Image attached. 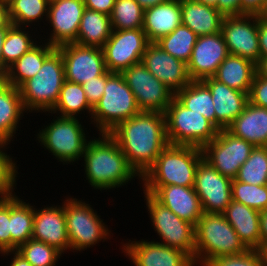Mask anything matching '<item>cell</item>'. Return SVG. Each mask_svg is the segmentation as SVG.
Masks as SVG:
<instances>
[{
	"instance_id": "obj_1",
	"label": "cell",
	"mask_w": 267,
	"mask_h": 266,
	"mask_svg": "<svg viewBox=\"0 0 267 266\" xmlns=\"http://www.w3.org/2000/svg\"><path fill=\"white\" fill-rule=\"evenodd\" d=\"M109 134L116 140L140 180L169 144L162 112L140 111L120 122Z\"/></svg>"
},
{
	"instance_id": "obj_2",
	"label": "cell",
	"mask_w": 267,
	"mask_h": 266,
	"mask_svg": "<svg viewBox=\"0 0 267 266\" xmlns=\"http://www.w3.org/2000/svg\"><path fill=\"white\" fill-rule=\"evenodd\" d=\"M90 139L84 150L86 180L94 189L109 190L124 186L138 176L130 167L116 140L109 133Z\"/></svg>"
},
{
	"instance_id": "obj_3",
	"label": "cell",
	"mask_w": 267,
	"mask_h": 266,
	"mask_svg": "<svg viewBox=\"0 0 267 266\" xmlns=\"http://www.w3.org/2000/svg\"><path fill=\"white\" fill-rule=\"evenodd\" d=\"M202 159L203 153L199 147L168 144L141 178L143 186L193 187L195 172Z\"/></svg>"
},
{
	"instance_id": "obj_4",
	"label": "cell",
	"mask_w": 267,
	"mask_h": 266,
	"mask_svg": "<svg viewBox=\"0 0 267 266\" xmlns=\"http://www.w3.org/2000/svg\"><path fill=\"white\" fill-rule=\"evenodd\" d=\"M248 248L223 214L203 213L195 225V266H205L223 255L239 254Z\"/></svg>"
},
{
	"instance_id": "obj_5",
	"label": "cell",
	"mask_w": 267,
	"mask_h": 266,
	"mask_svg": "<svg viewBox=\"0 0 267 266\" xmlns=\"http://www.w3.org/2000/svg\"><path fill=\"white\" fill-rule=\"evenodd\" d=\"M64 81V62L56 48L44 60L38 73L18 88L26 112H51L59 100Z\"/></svg>"
},
{
	"instance_id": "obj_6",
	"label": "cell",
	"mask_w": 267,
	"mask_h": 266,
	"mask_svg": "<svg viewBox=\"0 0 267 266\" xmlns=\"http://www.w3.org/2000/svg\"><path fill=\"white\" fill-rule=\"evenodd\" d=\"M140 112L135 96L121 73L106 70V85L102 98L94 106L91 121L97 131L109 133L120 122ZM93 119V120H92Z\"/></svg>"
},
{
	"instance_id": "obj_7",
	"label": "cell",
	"mask_w": 267,
	"mask_h": 266,
	"mask_svg": "<svg viewBox=\"0 0 267 266\" xmlns=\"http://www.w3.org/2000/svg\"><path fill=\"white\" fill-rule=\"evenodd\" d=\"M166 136L170 145L203 148L219 130L202 114L187 109L174 98L164 112Z\"/></svg>"
},
{
	"instance_id": "obj_8",
	"label": "cell",
	"mask_w": 267,
	"mask_h": 266,
	"mask_svg": "<svg viewBox=\"0 0 267 266\" xmlns=\"http://www.w3.org/2000/svg\"><path fill=\"white\" fill-rule=\"evenodd\" d=\"M37 134V140L58 162L71 164L82 158L88 139L79 118L55 116ZM55 119V120H54ZM87 139V140H86Z\"/></svg>"
},
{
	"instance_id": "obj_9",
	"label": "cell",
	"mask_w": 267,
	"mask_h": 266,
	"mask_svg": "<svg viewBox=\"0 0 267 266\" xmlns=\"http://www.w3.org/2000/svg\"><path fill=\"white\" fill-rule=\"evenodd\" d=\"M76 198L64 201L66 230L70 243V251H82L109 239L111 231L100 219L96 210L90 204ZM109 237V238H108Z\"/></svg>"
},
{
	"instance_id": "obj_10",
	"label": "cell",
	"mask_w": 267,
	"mask_h": 266,
	"mask_svg": "<svg viewBox=\"0 0 267 266\" xmlns=\"http://www.w3.org/2000/svg\"><path fill=\"white\" fill-rule=\"evenodd\" d=\"M143 193L153 228L161 239L159 243L181 250L195 264V225L179 218L170 209L157 202L150 194Z\"/></svg>"
},
{
	"instance_id": "obj_11",
	"label": "cell",
	"mask_w": 267,
	"mask_h": 266,
	"mask_svg": "<svg viewBox=\"0 0 267 266\" xmlns=\"http://www.w3.org/2000/svg\"><path fill=\"white\" fill-rule=\"evenodd\" d=\"M121 74L132 90L140 111L164 113L175 98V93L158 80L142 62L131 65Z\"/></svg>"
},
{
	"instance_id": "obj_12",
	"label": "cell",
	"mask_w": 267,
	"mask_h": 266,
	"mask_svg": "<svg viewBox=\"0 0 267 266\" xmlns=\"http://www.w3.org/2000/svg\"><path fill=\"white\" fill-rule=\"evenodd\" d=\"M254 147L222 129L202 148L203 159L223 176L235 179L239 168L249 158Z\"/></svg>"
},
{
	"instance_id": "obj_13",
	"label": "cell",
	"mask_w": 267,
	"mask_h": 266,
	"mask_svg": "<svg viewBox=\"0 0 267 266\" xmlns=\"http://www.w3.org/2000/svg\"><path fill=\"white\" fill-rule=\"evenodd\" d=\"M149 43L142 28L113 30L102 48L106 69L121 73L131 65L140 63Z\"/></svg>"
},
{
	"instance_id": "obj_14",
	"label": "cell",
	"mask_w": 267,
	"mask_h": 266,
	"mask_svg": "<svg viewBox=\"0 0 267 266\" xmlns=\"http://www.w3.org/2000/svg\"><path fill=\"white\" fill-rule=\"evenodd\" d=\"M220 32L229 54L259 63L258 14L224 16Z\"/></svg>"
},
{
	"instance_id": "obj_15",
	"label": "cell",
	"mask_w": 267,
	"mask_h": 266,
	"mask_svg": "<svg viewBox=\"0 0 267 266\" xmlns=\"http://www.w3.org/2000/svg\"><path fill=\"white\" fill-rule=\"evenodd\" d=\"M232 179L202 159L195 172L194 186L204 213L222 214L232 200Z\"/></svg>"
},
{
	"instance_id": "obj_16",
	"label": "cell",
	"mask_w": 267,
	"mask_h": 266,
	"mask_svg": "<svg viewBox=\"0 0 267 266\" xmlns=\"http://www.w3.org/2000/svg\"><path fill=\"white\" fill-rule=\"evenodd\" d=\"M57 49L62 54L65 80L69 82L82 85L94 77L101 76L107 70L101 48L68 43Z\"/></svg>"
},
{
	"instance_id": "obj_17",
	"label": "cell",
	"mask_w": 267,
	"mask_h": 266,
	"mask_svg": "<svg viewBox=\"0 0 267 266\" xmlns=\"http://www.w3.org/2000/svg\"><path fill=\"white\" fill-rule=\"evenodd\" d=\"M84 10L83 0H50L47 20L52 30L47 43L56 48L76 43Z\"/></svg>"
},
{
	"instance_id": "obj_18",
	"label": "cell",
	"mask_w": 267,
	"mask_h": 266,
	"mask_svg": "<svg viewBox=\"0 0 267 266\" xmlns=\"http://www.w3.org/2000/svg\"><path fill=\"white\" fill-rule=\"evenodd\" d=\"M141 62L175 94L192 81L187 71V64L163 51L155 42L148 44Z\"/></svg>"
},
{
	"instance_id": "obj_19",
	"label": "cell",
	"mask_w": 267,
	"mask_h": 266,
	"mask_svg": "<svg viewBox=\"0 0 267 266\" xmlns=\"http://www.w3.org/2000/svg\"><path fill=\"white\" fill-rule=\"evenodd\" d=\"M229 55L221 32L199 36L187 63L191 80H203L212 77L220 64Z\"/></svg>"
},
{
	"instance_id": "obj_20",
	"label": "cell",
	"mask_w": 267,
	"mask_h": 266,
	"mask_svg": "<svg viewBox=\"0 0 267 266\" xmlns=\"http://www.w3.org/2000/svg\"><path fill=\"white\" fill-rule=\"evenodd\" d=\"M122 250L135 266H195L186 253L155 240H129Z\"/></svg>"
},
{
	"instance_id": "obj_21",
	"label": "cell",
	"mask_w": 267,
	"mask_h": 266,
	"mask_svg": "<svg viewBox=\"0 0 267 266\" xmlns=\"http://www.w3.org/2000/svg\"><path fill=\"white\" fill-rule=\"evenodd\" d=\"M144 192L170 209L179 218L196 225L204 213L200 199L193 187L180 185L144 186Z\"/></svg>"
},
{
	"instance_id": "obj_22",
	"label": "cell",
	"mask_w": 267,
	"mask_h": 266,
	"mask_svg": "<svg viewBox=\"0 0 267 266\" xmlns=\"http://www.w3.org/2000/svg\"><path fill=\"white\" fill-rule=\"evenodd\" d=\"M61 205L34 208V224L32 239L42 241L64 254L70 250L66 230L64 202ZM46 207V208H45Z\"/></svg>"
},
{
	"instance_id": "obj_23",
	"label": "cell",
	"mask_w": 267,
	"mask_h": 266,
	"mask_svg": "<svg viewBox=\"0 0 267 266\" xmlns=\"http://www.w3.org/2000/svg\"><path fill=\"white\" fill-rule=\"evenodd\" d=\"M210 89L216 115V128L226 129L245 109L249 94L229 88L213 77L202 80Z\"/></svg>"
},
{
	"instance_id": "obj_24",
	"label": "cell",
	"mask_w": 267,
	"mask_h": 266,
	"mask_svg": "<svg viewBox=\"0 0 267 266\" xmlns=\"http://www.w3.org/2000/svg\"><path fill=\"white\" fill-rule=\"evenodd\" d=\"M181 24V0H170L144 10L142 29L149 42H157Z\"/></svg>"
},
{
	"instance_id": "obj_25",
	"label": "cell",
	"mask_w": 267,
	"mask_h": 266,
	"mask_svg": "<svg viewBox=\"0 0 267 266\" xmlns=\"http://www.w3.org/2000/svg\"><path fill=\"white\" fill-rule=\"evenodd\" d=\"M222 214L248 249L261 247L260 211L231 200Z\"/></svg>"
},
{
	"instance_id": "obj_26",
	"label": "cell",
	"mask_w": 267,
	"mask_h": 266,
	"mask_svg": "<svg viewBox=\"0 0 267 266\" xmlns=\"http://www.w3.org/2000/svg\"><path fill=\"white\" fill-rule=\"evenodd\" d=\"M237 138L267 147V108L248 102L244 111L226 128Z\"/></svg>"
},
{
	"instance_id": "obj_27",
	"label": "cell",
	"mask_w": 267,
	"mask_h": 266,
	"mask_svg": "<svg viewBox=\"0 0 267 266\" xmlns=\"http://www.w3.org/2000/svg\"><path fill=\"white\" fill-rule=\"evenodd\" d=\"M223 17L215 7L195 0H181L182 25L187 26L198 37L219 33Z\"/></svg>"
},
{
	"instance_id": "obj_28",
	"label": "cell",
	"mask_w": 267,
	"mask_h": 266,
	"mask_svg": "<svg viewBox=\"0 0 267 266\" xmlns=\"http://www.w3.org/2000/svg\"><path fill=\"white\" fill-rule=\"evenodd\" d=\"M25 112L19 89L0 80V143L13 141Z\"/></svg>"
},
{
	"instance_id": "obj_29",
	"label": "cell",
	"mask_w": 267,
	"mask_h": 266,
	"mask_svg": "<svg viewBox=\"0 0 267 266\" xmlns=\"http://www.w3.org/2000/svg\"><path fill=\"white\" fill-rule=\"evenodd\" d=\"M255 74L256 64L238 55L229 54L212 77L229 88L249 94Z\"/></svg>"
},
{
	"instance_id": "obj_30",
	"label": "cell",
	"mask_w": 267,
	"mask_h": 266,
	"mask_svg": "<svg viewBox=\"0 0 267 266\" xmlns=\"http://www.w3.org/2000/svg\"><path fill=\"white\" fill-rule=\"evenodd\" d=\"M38 42L21 58L15 61L7 69L3 80L16 88H19L25 81L35 76L43 66L44 60L56 49L47 42L39 45Z\"/></svg>"
},
{
	"instance_id": "obj_31",
	"label": "cell",
	"mask_w": 267,
	"mask_h": 266,
	"mask_svg": "<svg viewBox=\"0 0 267 266\" xmlns=\"http://www.w3.org/2000/svg\"><path fill=\"white\" fill-rule=\"evenodd\" d=\"M112 31L110 15L85 8L76 43L102 49L110 38Z\"/></svg>"
},
{
	"instance_id": "obj_32",
	"label": "cell",
	"mask_w": 267,
	"mask_h": 266,
	"mask_svg": "<svg viewBox=\"0 0 267 266\" xmlns=\"http://www.w3.org/2000/svg\"><path fill=\"white\" fill-rule=\"evenodd\" d=\"M34 207L24 202L15 194L9 197V221L11 234V251L32 239L34 224Z\"/></svg>"
},
{
	"instance_id": "obj_33",
	"label": "cell",
	"mask_w": 267,
	"mask_h": 266,
	"mask_svg": "<svg viewBox=\"0 0 267 266\" xmlns=\"http://www.w3.org/2000/svg\"><path fill=\"white\" fill-rule=\"evenodd\" d=\"M187 109L202 114L216 127V115L209 87L202 80H192L175 94Z\"/></svg>"
},
{
	"instance_id": "obj_34",
	"label": "cell",
	"mask_w": 267,
	"mask_h": 266,
	"mask_svg": "<svg viewBox=\"0 0 267 266\" xmlns=\"http://www.w3.org/2000/svg\"><path fill=\"white\" fill-rule=\"evenodd\" d=\"M84 110L89 113V116L92 115L93 108L87 101L83 86L65 80L61 87L59 100L49 113H59V116L77 118Z\"/></svg>"
},
{
	"instance_id": "obj_35",
	"label": "cell",
	"mask_w": 267,
	"mask_h": 266,
	"mask_svg": "<svg viewBox=\"0 0 267 266\" xmlns=\"http://www.w3.org/2000/svg\"><path fill=\"white\" fill-rule=\"evenodd\" d=\"M25 30H27L26 27L15 25H11L7 30L2 46L3 78L8 67L38 43L31 39L30 31Z\"/></svg>"
},
{
	"instance_id": "obj_36",
	"label": "cell",
	"mask_w": 267,
	"mask_h": 266,
	"mask_svg": "<svg viewBox=\"0 0 267 266\" xmlns=\"http://www.w3.org/2000/svg\"><path fill=\"white\" fill-rule=\"evenodd\" d=\"M50 0H8L12 25L29 29L32 23L47 20ZM29 26V27H28Z\"/></svg>"
},
{
	"instance_id": "obj_37",
	"label": "cell",
	"mask_w": 267,
	"mask_h": 266,
	"mask_svg": "<svg viewBox=\"0 0 267 266\" xmlns=\"http://www.w3.org/2000/svg\"><path fill=\"white\" fill-rule=\"evenodd\" d=\"M198 36L187 26L179 25L173 32L155 42L175 58L188 63Z\"/></svg>"
},
{
	"instance_id": "obj_38",
	"label": "cell",
	"mask_w": 267,
	"mask_h": 266,
	"mask_svg": "<svg viewBox=\"0 0 267 266\" xmlns=\"http://www.w3.org/2000/svg\"><path fill=\"white\" fill-rule=\"evenodd\" d=\"M235 179L251 185H267V147H254Z\"/></svg>"
},
{
	"instance_id": "obj_39",
	"label": "cell",
	"mask_w": 267,
	"mask_h": 266,
	"mask_svg": "<svg viewBox=\"0 0 267 266\" xmlns=\"http://www.w3.org/2000/svg\"><path fill=\"white\" fill-rule=\"evenodd\" d=\"M144 9L135 0H116L110 14L113 30L143 27Z\"/></svg>"
},
{
	"instance_id": "obj_40",
	"label": "cell",
	"mask_w": 267,
	"mask_h": 266,
	"mask_svg": "<svg viewBox=\"0 0 267 266\" xmlns=\"http://www.w3.org/2000/svg\"><path fill=\"white\" fill-rule=\"evenodd\" d=\"M232 200L258 211L267 210V185H251L232 179Z\"/></svg>"
},
{
	"instance_id": "obj_41",
	"label": "cell",
	"mask_w": 267,
	"mask_h": 266,
	"mask_svg": "<svg viewBox=\"0 0 267 266\" xmlns=\"http://www.w3.org/2000/svg\"><path fill=\"white\" fill-rule=\"evenodd\" d=\"M16 251L32 266H55L62 255L56 248L34 239L20 245Z\"/></svg>"
},
{
	"instance_id": "obj_42",
	"label": "cell",
	"mask_w": 267,
	"mask_h": 266,
	"mask_svg": "<svg viewBox=\"0 0 267 266\" xmlns=\"http://www.w3.org/2000/svg\"><path fill=\"white\" fill-rule=\"evenodd\" d=\"M7 145L0 143V199L15 195L14 188L18 177L17 163L12 160L6 151L4 152Z\"/></svg>"
},
{
	"instance_id": "obj_43",
	"label": "cell",
	"mask_w": 267,
	"mask_h": 266,
	"mask_svg": "<svg viewBox=\"0 0 267 266\" xmlns=\"http://www.w3.org/2000/svg\"><path fill=\"white\" fill-rule=\"evenodd\" d=\"M205 266H264V262L258 249H248L239 254L218 256Z\"/></svg>"
},
{
	"instance_id": "obj_44",
	"label": "cell",
	"mask_w": 267,
	"mask_h": 266,
	"mask_svg": "<svg viewBox=\"0 0 267 266\" xmlns=\"http://www.w3.org/2000/svg\"><path fill=\"white\" fill-rule=\"evenodd\" d=\"M11 251L9 198L0 199V253Z\"/></svg>"
},
{
	"instance_id": "obj_45",
	"label": "cell",
	"mask_w": 267,
	"mask_h": 266,
	"mask_svg": "<svg viewBox=\"0 0 267 266\" xmlns=\"http://www.w3.org/2000/svg\"><path fill=\"white\" fill-rule=\"evenodd\" d=\"M106 85V71L98 77H94L91 81L82 84L89 105L94 108L98 101L102 98Z\"/></svg>"
},
{
	"instance_id": "obj_46",
	"label": "cell",
	"mask_w": 267,
	"mask_h": 266,
	"mask_svg": "<svg viewBox=\"0 0 267 266\" xmlns=\"http://www.w3.org/2000/svg\"><path fill=\"white\" fill-rule=\"evenodd\" d=\"M249 102L258 107L267 108V78L261 77L257 72L251 85Z\"/></svg>"
},
{
	"instance_id": "obj_47",
	"label": "cell",
	"mask_w": 267,
	"mask_h": 266,
	"mask_svg": "<svg viewBox=\"0 0 267 266\" xmlns=\"http://www.w3.org/2000/svg\"><path fill=\"white\" fill-rule=\"evenodd\" d=\"M217 10L223 16H242L247 14L241 8L240 0H218Z\"/></svg>"
},
{
	"instance_id": "obj_48",
	"label": "cell",
	"mask_w": 267,
	"mask_h": 266,
	"mask_svg": "<svg viewBox=\"0 0 267 266\" xmlns=\"http://www.w3.org/2000/svg\"><path fill=\"white\" fill-rule=\"evenodd\" d=\"M260 58H267V14L258 15Z\"/></svg>"
},
{
	"instance_id": "obj_49",
	"label": "cell",
	"mask_w": 267,
	"mask_h": 266,
	"mask_svg": "<svg viewBox=\"0 0 267 266\" xmlns=\"http://www.w3.org/2000/svg\"><path fill=\"white\" fill-rule=\"evenodd\" d=\"M241 8L247 14H267V0H240Z\"/></svg>"
},
{
	"instance_id": "obj_50",
	"label": "cell",
	"mask_w": 267,
	"mask_h": 266,
	"mask_svg": "<svg viewBox=\"0 0 267 266\" xmlns=\"http://www.w3.org/2000/svg\"><path fill=\"white\" fill-rule=\"evenodd\" d=\"M85 8L110 15L116 0H83Z\"/></svg>"
},
{
	"instance_id": "obj_51",
	"label": "cell",
	"mask_w": 267,
	"mask_h": 266,
	"mask_svg": "<svg viewBox=\"0 0 267 266\" xmlns=\"http://www.w3.org/2000/svg\"><path fill=\"white\" fill-rule=\"evenodd\" d=\"M11 25L8 0H0V28H9Z\"/></svg>"
},
{
	"instance_id": "obj_52",
	"label": "cell",
	"mask_w": 267,
	"mask_h": 266,
	"mask_svg": "<svg viewBox=\"0 0 267 266\" xmlns=\"http://www.w3.org/2000/svg\"><path fill=\"white\" fill-rule=\"evenodd\" d=\"M2 254V256L6 254L7 255H13V258H11L10 266H32L27 260H25L22 255H20L16 250L13 251H6Z\"/></svg>"
},
{
	"instance_id": "obj_53",
	"label": "cell",
	"mask_w": 267,
	"mask_h": 266,
	"mask_svg": "<svg viewBox=\"0 0 267 266\" xmlns=\"http://www.w3.org/2000/svg\"><path fill=\"white\" fill-rule=\"evenodd\" d=\"M261 244L267 243V210L260 212Z\"/></svg>"
},
{
	"instance_id": "obj_54",
	"label": "cell",
	"mask_w": 267,
	"mask_h": 266,
	"mask_svg": "<svg viewBox=\"0 0 267 266\" xmlns=\"http://www.w3.org/2000/svg\"><path fill=\"white\" fill-rule=\"evenodd\" d=\"M8 28H0V80H3V60H2V46Z\"/></svg>"
},
{
	"instance_id": "obj_55",
	"label": "cell",
	"mask_w": 267,
	"mask_h": 266,
	"mask_svg": "<svg viewBox=\"0 0 267 266\" xmlns=\"http://www.w3.org/2000/svg\"><path fill=\"white\" fill-rule=\"evenodd\" d=\"M144 10L170 0H135Z\"/></svg>"
},
{
	"instance_id": "obj_56",
	"label": "cell",
	"mask_w": 267,
	"mask_h": 266,
	"mask_svg": "<svg viewBox=\"0 0 267 266\" xmlns=\"http://www.w3.org/2000/svg\"><path fill=\"white\" fill-rule=\"evenodd\" d=\"M256 72L263 78H267V58H260L256 65Z\"/></svg>"
},
{
	"instance_id": "obj_57",
	"label": "cell",
	"mask_w": 267,
	"mask_h": 266,
	"mask_svg": "<svg viewBox=\"0 0 267 266\" xmlns=\"http://www.w3.org/2000/svg\"><path fill=\"white\" fill-rule=\"evenodd\" d=\"M258 250L262 255L264 266H267V243L261 244V247Z\"/></svg>"
},
{
	"instance_id": "obj_58",
	"label": "cell",
	"mask_w": 267,
	"mask_h": 266,
	"mask_svg": "<svg viewBox=\"0 0 267 266\" xmlns=\"http://www.w3.org/2000/svg\"><path fill=\"white\" fill-rule=\"evenodd\" d=\"M195 1L208 5V6L215 7L217 9L218 0H195Z\"/></svg>"
}]
</instances>
